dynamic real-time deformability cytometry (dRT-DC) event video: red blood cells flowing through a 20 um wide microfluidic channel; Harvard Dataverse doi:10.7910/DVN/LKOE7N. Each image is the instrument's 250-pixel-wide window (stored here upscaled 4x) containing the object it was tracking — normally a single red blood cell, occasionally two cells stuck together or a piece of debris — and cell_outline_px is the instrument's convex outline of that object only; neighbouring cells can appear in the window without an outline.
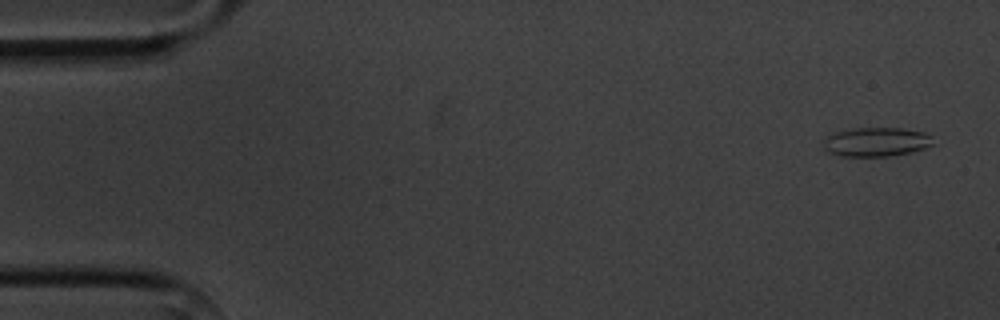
{"species": "common noctule bat (a hibernating species)", "species_latin": "Nyctalus noctula", "temperature_condition": "cold", "stored_images_in_passage": 5, "camera_frame_rate_fps": 3000, "um_per_image_px": 0.085, "animal": {"sex": "male", "body_mass_g": 20.1, "forearm_length_mm": 53.5}, "frame": {"image": 1, "passage_image": 1, "time_ms": 0.0, "image_size_px": [1000, 320], "cell_outline_px": [[932, 144], [924, 148], [908, 152], [888, 156], [840, 156], [828, 152], [824, 148], [824, 140], [828, 136], [836, 132], [856, 128], [904, 128], [924, 132], [928, 136]], "centroid_in_image_um": [74.43, 12.06], "position_along_channel_um": 10.6, "area_um2": 18.21}}
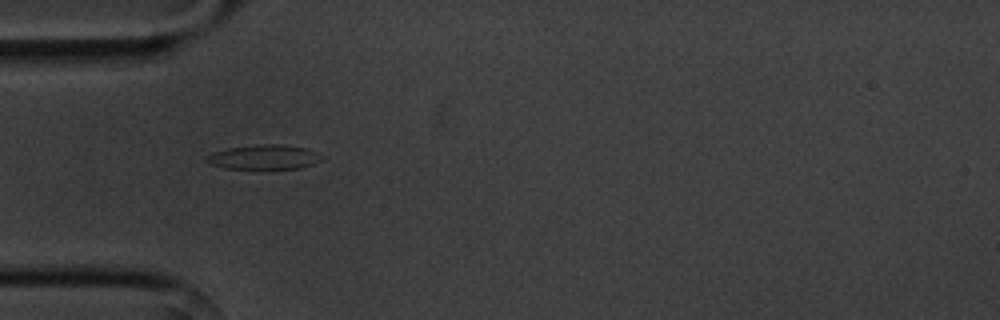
{"frame": {"image": 2, "passage_image": 4, "time_ms": 4.667, "image_size_px": [1000, 320], "cell_outline_px": [[324, 156], [320, 160], [312, 164], [300, 168], [224, 168], [208, 164], [204, 160], [204, 156], [212, 152], [228, 148], [256, 144], [280, 144], [304, 148], [316, 152]], "centroid_in_image_um": [22.37, 13.34], "position_along_channel_um": 62.6, "area_um2": 16.47}}